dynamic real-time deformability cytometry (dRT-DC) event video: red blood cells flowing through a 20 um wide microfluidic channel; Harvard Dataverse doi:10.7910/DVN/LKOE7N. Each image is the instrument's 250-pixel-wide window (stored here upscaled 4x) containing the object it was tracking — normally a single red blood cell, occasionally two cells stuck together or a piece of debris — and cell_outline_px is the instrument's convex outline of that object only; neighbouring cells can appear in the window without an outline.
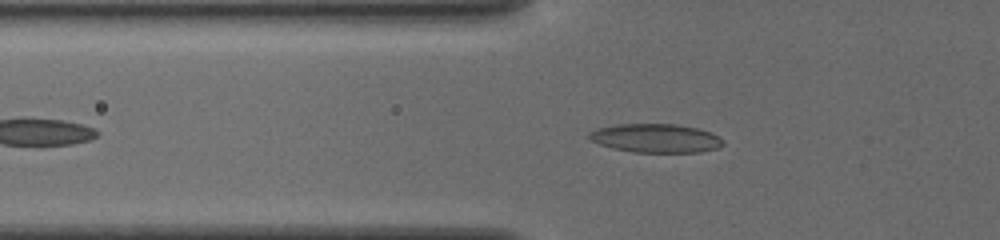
{"species": "common noctule bat (a hibernating species)", "species_latin": "Nyctalus noctula", "temperature_condition": "cold", "stored_images_in_passage": 46, "camera_frame_rate_fps": 3000, "um_per_image_px": 0.085, "animal": {"sex": "female", "body_mass_g": 19.5, "forearm_length_mm": 54.1}, "frame": {"image": 1, "passage_image": 11, "time_ms": 3.333, "image_size_px": [1000, 240], "cell_outline_px": [[724, 144], [716, 148], [700, 152], [632, 152], [612, 148], [588, 140], [588, 132], [596, 128], [616, 124], [676, 124], [696, 128], [708, 132], [724, 140]], "centroid_in_image_um": [55.67, 11.74], "position_along_channel_um": 70.1, "area_um2": 22.43}}
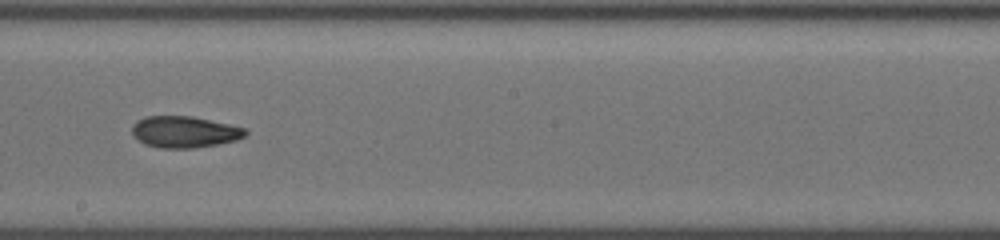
{"frame": {"image": 2, "passage_image": 24, "time_ms": 7.667, "image_size_px": [1000, 240], "cell_outline_px": [[248, 132], [244, 136], [236, 140], [216, 144], [192, 148], [160, 148], [144, 144], [132, 136], [132, 124], [136, 120], [144, 116], [192, 116], [248, 128]], "centroid_in_image_um": [15.65, 11.2], "position_along_channel_um": 232.6, "area_um2": 20.98}}
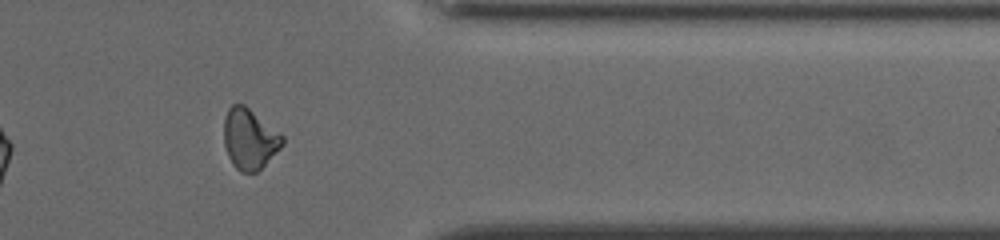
{"frame": {"image": 3, "passage_image": 37, "time_ms": 12.0, "image_size_px": [1000, 240], "cell_outline_px": [[284, 144], [256, 172], [240, 172], [232, 164], [228, 156], [224, 144], [224, 120], [228, 108], [232, 104], [244, 104], [280, 132], [284, 136]], "centroid_in_image_um": [21.2, 11.79], "position_along_channel_um": 390.2, "area_um2": 20.58}, "authors_computed_cell_mechanics": {"area_um2": 20.8658, "velocity_mm_per_s": 3.8302, "shape_relaxation_time_tau1_ms": 4.6426, "shape_relaxation_time_tau2_ms": 4.497, "deformation_change_tau1": 0.1363, "deformation_change_tau2": 0.101}}